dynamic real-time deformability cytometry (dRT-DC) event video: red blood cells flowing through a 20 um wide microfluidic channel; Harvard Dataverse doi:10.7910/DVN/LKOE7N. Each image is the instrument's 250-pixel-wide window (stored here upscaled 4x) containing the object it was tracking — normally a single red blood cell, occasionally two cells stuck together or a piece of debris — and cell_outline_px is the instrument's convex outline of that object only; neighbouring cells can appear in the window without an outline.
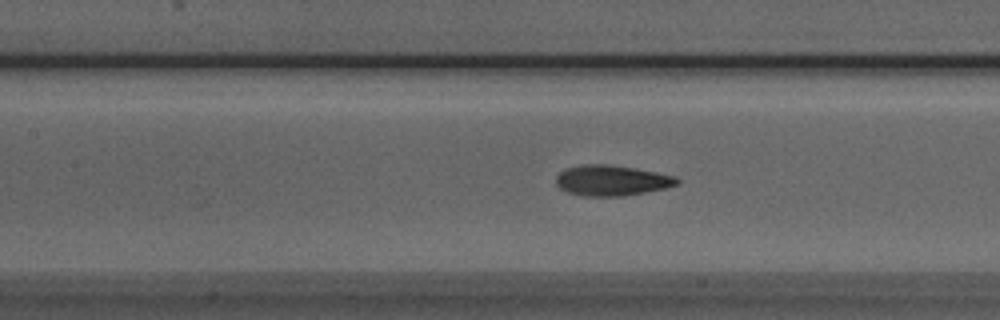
{"species": "Egyptian fruit bat (a non-hibernating species)", "species_latin": "Rousettus aegyptiacus", "temperature_condition": "room temperature", "stored_images_in_passage": 34, "camera_frame_rate_fps": 3000, "um_per_image_px": 0.085, "animal": {"sex": "male"}, "frame": {"image": 1, "passage_image": 15, "time_ms": 4.667, "image_size_px": [1000, 320], "cell_outline_px": [[680, 184], [664, 188], [624, 196], [584, 196], [568, 192], [560, 188], [556, 184], [556, 176], [564, 168], [584, 164], [608, 164], [636, 168], [676, 176], [680, 180]], "centroid_in_image_um": [51.99, 15.33], "position_along_channel_um": 155.4, "area_um2": 21.62}}
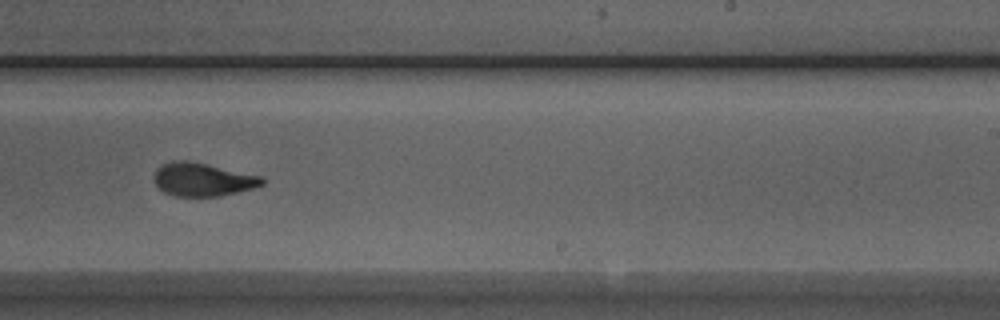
{"frame": {"image": 2, "passage_image": 24, "time_ms": 7.667, "image_size_px": [1000, 320], "cell_outline_px": [[264, 184], [252, 188], [220, 196], [172, 196], [164, 192], [156, 184], [156, 168], [172, 160], [188, 160], [264, 176]], "centroid_in_image_um": [17.26, 15.25], "position_along_channel_um": 271.7, "area_um2": 20.87}}
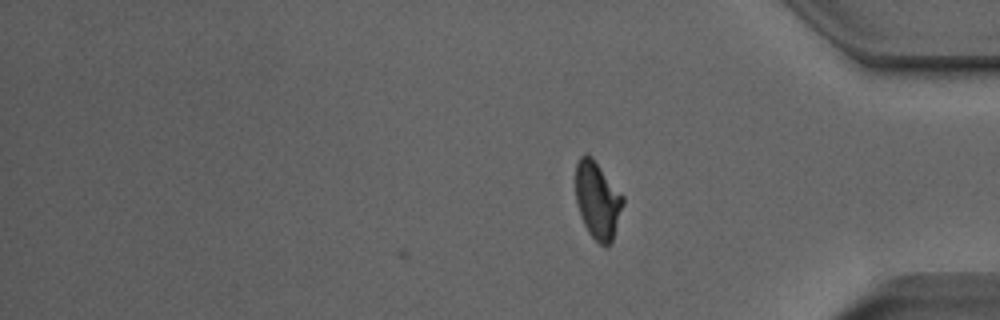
{"frame": {"image": 3, "passage_image": 34, "time_ms": 11.0, "image_size_px": [1000, 320], "cell_outline_px": [[624, 204], [612, 244], [600, 244], [588, 232], [580, 216], [576, 200], [576, 164], [580, 156], [592, 156], [624, 196]], "centroid_in_image_um": [50.81, 17.03], "position_along_channel_um": 384.4, "area_um2": 21.33}, "authors_computed_cell_mechanics": {"area_um2": 21.2993, "velocity_mm_per_s": 3.8961, "shape_relaxation_time_tau1_ms": 6.5362, "shape_relaxation_time_tau2_ms": 1.3923, "deformation_change_tau1": 0.211, "deformation_change_tau2": 0.0787}}